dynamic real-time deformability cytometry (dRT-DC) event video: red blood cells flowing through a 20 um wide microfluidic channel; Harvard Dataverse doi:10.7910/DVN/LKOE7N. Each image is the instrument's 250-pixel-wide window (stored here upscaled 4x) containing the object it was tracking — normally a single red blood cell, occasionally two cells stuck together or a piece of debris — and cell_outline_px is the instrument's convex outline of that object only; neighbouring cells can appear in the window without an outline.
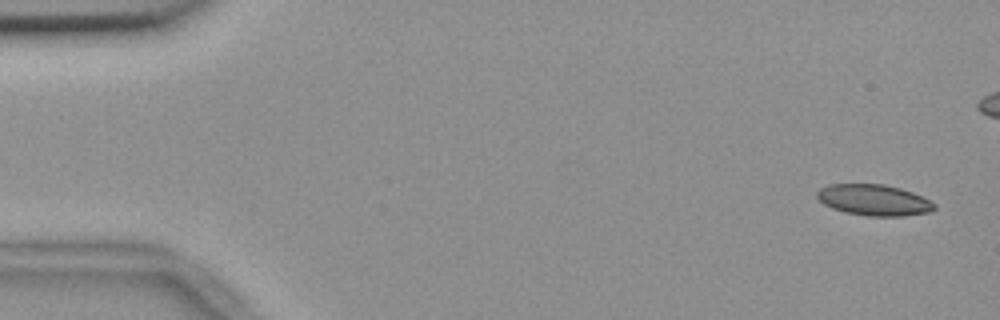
{"species": "common noctule bat (a hibernating species)", "species_latin": "Nyctalus noctula", "temperature_condition": "room temperature", "stored_images_in_passage": 6, "camera_frame_rate_fps": 3000, "um_per_image_px": 0.085, "animal": {"sex": "female", "body_mass_g": 18.4}, "frame": {"image": 1, "passage_image": 1, "time_ms": 0.0, "image_size_px": [1000, 320], "cell_outline_px": [[936, 208], [928, 212], [904, 216], [868, 216], [844, 212], [832, 208], [824, 204], [816, 196], [816, 192], [820, 188], [828, 184], [884, 184], [900, 188], [912, 192], [936, 204]], "centroid_in_image_um": [74.26, 17.0], "position_along_channel_um": 10.7, "area_um2": 21.21}}